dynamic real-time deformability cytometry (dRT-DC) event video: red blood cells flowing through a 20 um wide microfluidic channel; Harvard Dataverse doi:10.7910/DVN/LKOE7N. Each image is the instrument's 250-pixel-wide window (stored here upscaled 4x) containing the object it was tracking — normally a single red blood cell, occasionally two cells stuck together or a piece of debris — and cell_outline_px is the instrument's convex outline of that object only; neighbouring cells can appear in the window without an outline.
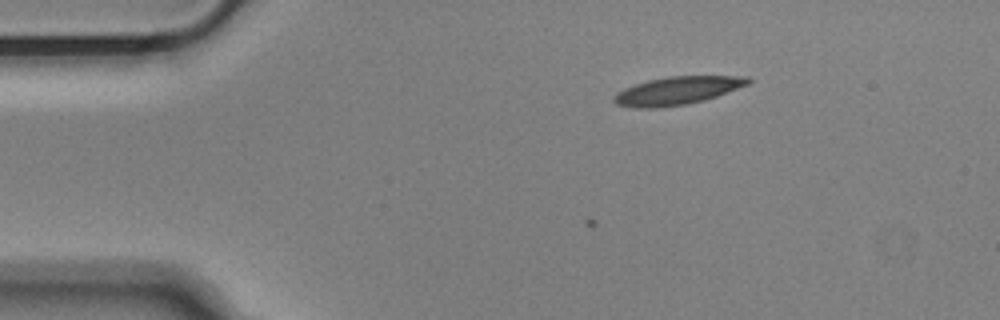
{"species": "Egyptian fruit bat (a non-hibernating species)", "species_latin": "Rousettus aegyptiacus", "temperature_condition": "cold", "stored_images_in_passage": 3, "camera_frame_rate_fps": 3000, "um_per_image_px": 0.085, "animal": {"sex": "male"}, "frame": {"image": 1, "passage_image": 3, "time_ms": 0.667, "image_size_px": [1000, 320], "cell_outline_px": [[752, 80], [748, 84], [716, 96], [704, 100], [684, 104], [660, 108], [636, 108], [616, 104], [612, 100], [612, 96], [616, 92], [624, 88], [648, 80], [668, 76], [748, 76]], "centroid_in_image_um": [57.52, 7.7], "position_along_channel_um": 27.5, "area_um2": 21.85}}